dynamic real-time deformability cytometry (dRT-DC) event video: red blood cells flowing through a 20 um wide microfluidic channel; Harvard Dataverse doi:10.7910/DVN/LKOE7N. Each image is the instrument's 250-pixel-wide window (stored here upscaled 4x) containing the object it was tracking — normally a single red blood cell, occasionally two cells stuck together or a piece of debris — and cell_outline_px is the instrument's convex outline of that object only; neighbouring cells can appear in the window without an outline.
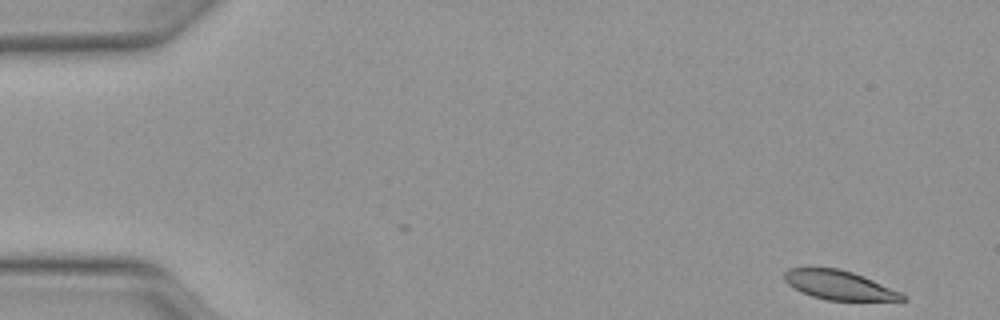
{"species": "Egyptian fruit bat (a non-hibernating species)", "species_latin": "Rousettus aegyptiacus", "temperature_condition": "warm", "stored_images_in_passage": 22, "camera_frame_rate_fps": 3000, "um_per_image_px": 0.085, "animal": {"sex": "female"}, "frame": {"image": 1, "passage_image": 1, "time_ms": 0.0, "image_size_px": [1000, 320], "cell_outline_px": [[908, 300], [828, 300], [812, 296], [788, 284], [784, 280], [784, 272], [788, 268], [808, 264], [840, 268], [864, 276], [900, 292], [908, 296]], "centroid_in_image_um": [71.26, 24.17], "position_along_channel_um": 13.7, "area_um2": 20.52}}
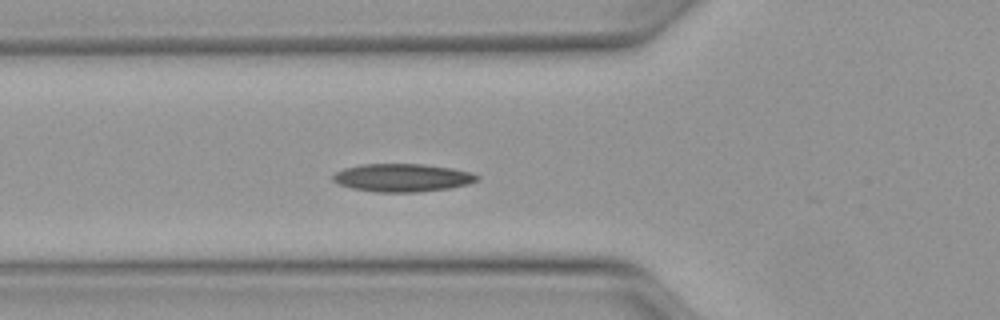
{"frame": {"image": 2, "passage_image": 16, "time_ms": 5.0, "image_size_px": [1000, 320], "cell_outline_px": [[480, 180], [468, 184], [448, 188], [416, 192], [376, 192], [352, 188], [340, 184], [332, 180], [332, 176], [336, 172], [344, 168], [360, 164], [424, 164], [452, 168], [472, 172], [480, 176]], "centroid_in_image_um": [34.22, 15.1], "position_along_channel_um": 91.6, "area_um2": 23.58}}
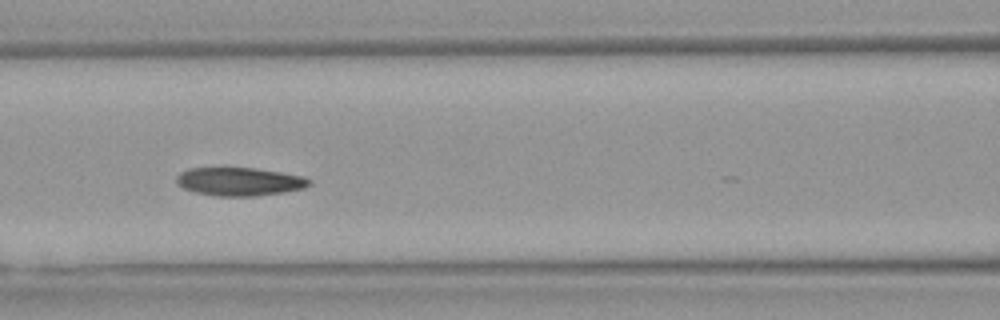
{"frame": {"image": 3, "passage_image": 20, "time_ms": 6.333, "image_size_px": [1000, 320], "cell_outline_px": [[312, 184], [304, 188], [284, 192], [256, 196], [216, 196], [196, 192], [184, 188], [176, 184], [176, 176], [180, 172], [188, 168], [224, 164], [256, 168], [304, 176], [312, 180]], "centroid_in_image_um": [20.31, 15.38], "position_along_channel_um": 146.3, "area_um2": 23.0}}